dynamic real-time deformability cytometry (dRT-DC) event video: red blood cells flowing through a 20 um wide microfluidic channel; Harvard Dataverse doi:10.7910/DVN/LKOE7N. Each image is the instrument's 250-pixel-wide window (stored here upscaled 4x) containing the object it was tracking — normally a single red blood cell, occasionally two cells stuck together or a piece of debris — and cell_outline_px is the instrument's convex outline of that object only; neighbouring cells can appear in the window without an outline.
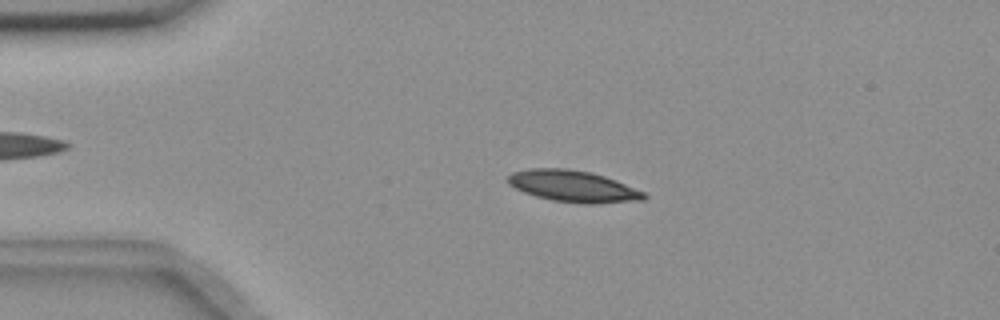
{"species": "common noctule bat (a hibernating species)", "species_latin": "Nyctalus noctula", "temperature_condition": "room temperature", "stored_images_in_passage": 54, "camera_frame_rate_fps": 3000, "um_per_image_px": 0.085, "animal": {"sex": "female", "body_mass_g": 18.4}, "frame": {"image": 1, "passage_image": 11, "time_ms": 3.333, "image_size_px": [1000, 320], "cell_outline_px": [[648, 196], [644, 200], [596, 204], [584, 204], [552, 200], [536, 196], [524, 192], [508, 184], [508, 176], [512, 172], [528, 168], [568, 168], [588, 172], [604, 176], [616, 180], [644, 192]], "centroid_in_image_um": [48.72, 15.83], "position_along_channel_um": 36.3, "area_um2": 25.03}}
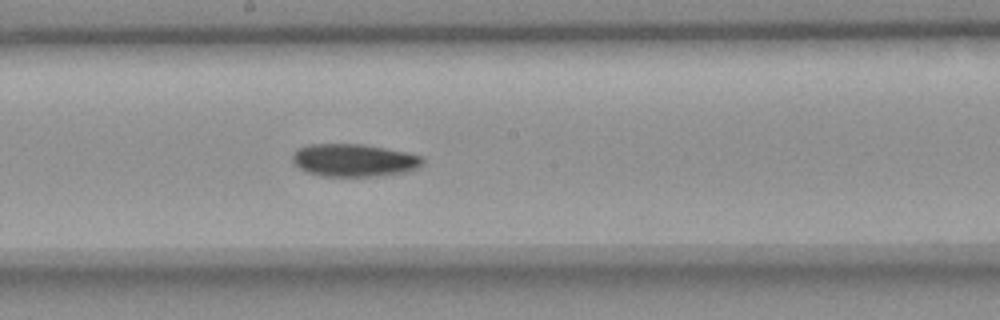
{"frame": {"image": 2, "passage_image": 29, "time_ms": 9.333, "image_size_px": [1000, 320], "cell_outline_px": [[424, 160], [416, 168], [404, 172], [380, 176], [320, 176], [308, 172], [300, 168], [292, 160], [292, 152], [296, 148], [308, 144], [364, 144], [408, 152], [420, 156]], "centroid_in_image_um": [30.05, 13.61], "position_along_channel_um": 218.2, "area_um2": 24.85}}
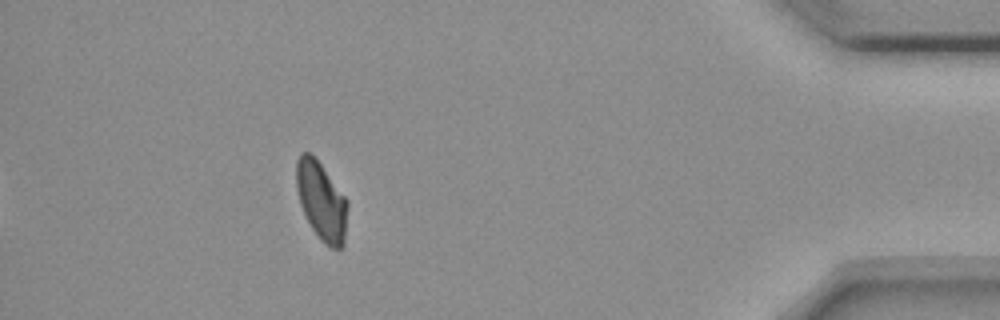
{"frame": {"image": 3, "passage_image": 49, "time_ms": 16.0, "image_size_px": [1000, 320], "cell_outline_px": [[348, 204], [344, 244], [340, 248], [328, 248], [320, 240], [312, 228], [300, 204], [296, 188], [296, 160], [300, 152], [312, 152], [348, 200]], "centroid_in_image_um": [27.32, 17.06], "position_along_channel_um": 407.9, "area_um2": 23.64}}